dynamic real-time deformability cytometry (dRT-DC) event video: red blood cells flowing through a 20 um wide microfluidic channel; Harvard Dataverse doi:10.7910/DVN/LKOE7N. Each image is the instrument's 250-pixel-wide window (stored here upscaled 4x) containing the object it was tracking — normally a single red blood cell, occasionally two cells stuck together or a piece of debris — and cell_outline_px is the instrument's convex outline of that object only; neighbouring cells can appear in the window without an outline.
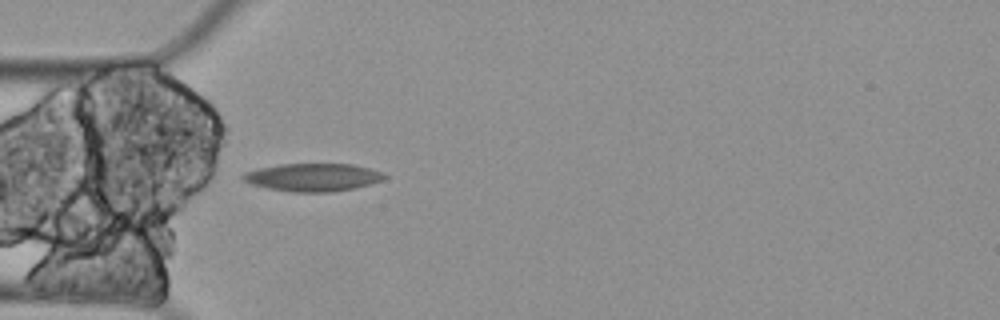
{"species": "Egyptian fruit bat (a non-hibernating species)", "species_latin": "Rousettus aegyptiacus", "temperature_condition": "cold", "stored_images_in_passage": 2, "camera_frame_rate_fps": 3000, "um_per_image_px": 0.085, "animal": {"sex": "female"}, "frame": {"image": 1, "passage_image": 2, "time_ms": 0.333, "image_size_px": [1000, 320], "cell_outline_px": [[388, 176], [380, 180], [368, 184], [352, 188], [332, 192], [292, 192], [268, 188], [252, 184], [244, 180], [240, 176], [244, 172], [256, 168], [280, 164], [352, 164], [372, 168], [384, 172]], "centroid_in_image_um": [26.58, 15.06], "position_along_channel_um": 58.4, "area_um2": 23.0}}